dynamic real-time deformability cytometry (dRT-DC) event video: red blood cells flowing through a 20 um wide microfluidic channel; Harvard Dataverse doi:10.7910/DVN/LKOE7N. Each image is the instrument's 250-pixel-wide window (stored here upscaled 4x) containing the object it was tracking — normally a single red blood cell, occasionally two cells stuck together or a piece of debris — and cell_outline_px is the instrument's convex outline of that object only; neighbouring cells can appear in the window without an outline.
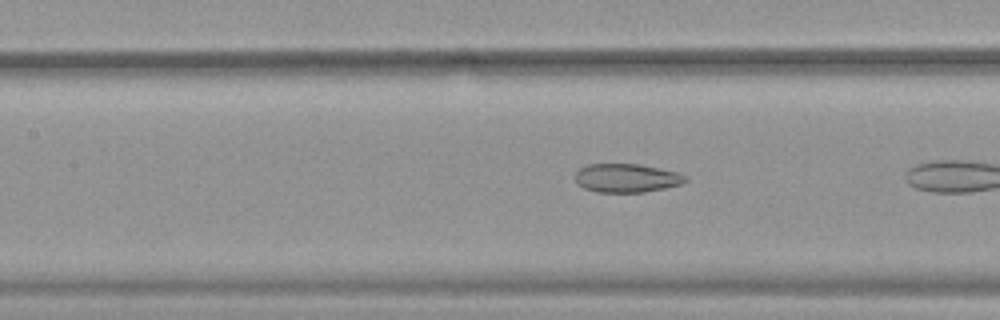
{"species": "common noctule bat (a hibernating species)", "species_latin": "Nyctalus noctula", "temperature_condition": "warm", "stored_images_in_passage": 18, "camera_frame_rate_fps": 3000, "um_per_image_px": 0.085, "animal": {"sex": "female", "body_mass_g": 19.9}, "frame": {"image": 1, "passage_image": 16, "time_ms": 5.0, "image_size_px": [1000, 320], "cell_outline_px": [[688, 180], [680, 184], [664, 188], [644, 192], [596, 192], [584, 188], [576, 184], [576, 172], [580, 168], [588, 164], [640, 164], [680, 172], [688, 176]], "centroid_in_image_um": [53.28, 15.13], "position_along_channel_um": 154.1, "area_um2": 18.55}}